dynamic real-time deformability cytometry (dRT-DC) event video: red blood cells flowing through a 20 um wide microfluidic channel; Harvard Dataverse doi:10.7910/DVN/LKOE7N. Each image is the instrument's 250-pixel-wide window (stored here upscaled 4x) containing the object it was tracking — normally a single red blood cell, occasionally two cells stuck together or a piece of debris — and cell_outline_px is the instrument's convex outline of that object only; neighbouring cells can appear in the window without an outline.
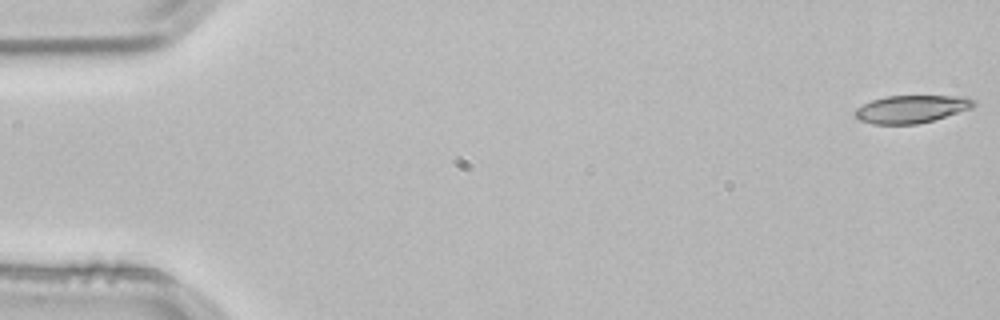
{"species": "common noctule bat (a hibernating species)", "species_latin": "Nyctalus noctula", "temperature_condition": "room temperature", "stored_images_in_passage": 47, "camera_frame_rate_fps": 3000, "um_per_image_px": 0.085, "animal": {"sex": "male", "body_mass_g": 21.5, "forearm_length_mm": 52.0}, "frame": {"image": 1, "passage_image": 1, "time_ms": 0.0, "image_size_px": [1000, 320], "cell_outline_px": [[976, 104], [972, 108], [932, 120], [916, 124], [872, 124], [856, 120], [852, 116], [852, 112], [856, 108], [872, 100], [884, 96], [964, 96], [976, 100]], "centroid_in_image_um": [77.41, 9.27], "position_along_channel_um": 7.6, "area_um2": 19.36}}
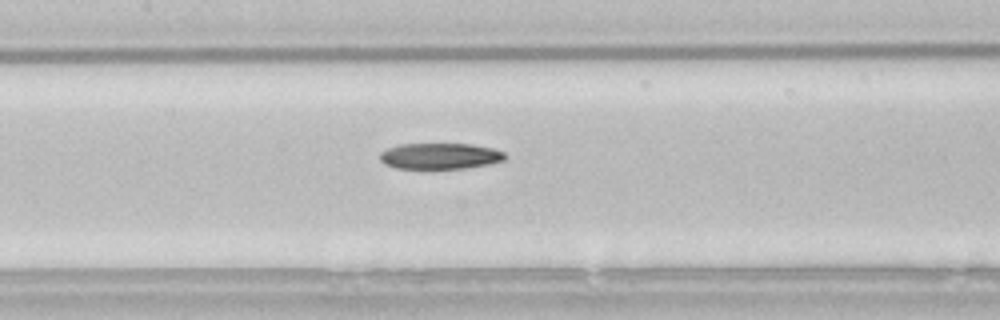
{"frame": {"image": 2, "passage_image": 25, "time_ms": 8.0, "image_size_px": [1000, 320], "cell_outline_px": [[508, 156], [504, 160], [488, 164], [464, 168], [396, 168], [384, 164], [380, 160], [380, 152], [388, 148], [400, 144], [472, 144], [492, 148], [504, 152]], "centroid_in_image_um": [37.4, 13.26], "position_along_channel_um": 170.0, "area_um2": 18.9}}
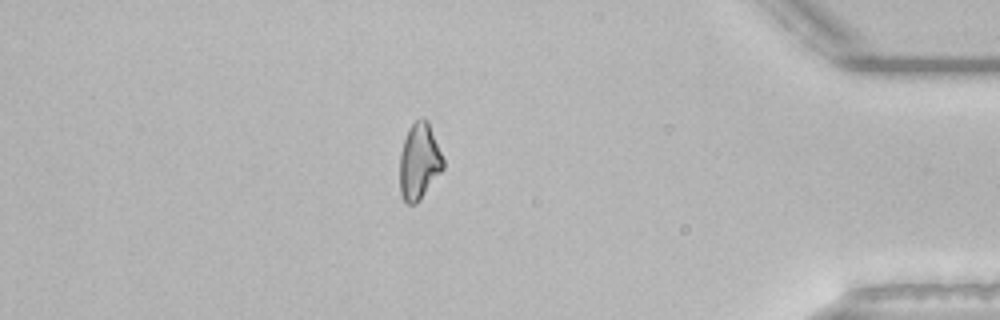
{"frame": {"image": 3, "passage_image": 46, "time_ms": 15.0, "image_size_px": [1000, 320], "cell_outline_px": [[444, 168], [420, 200], [416, 204], [408, 204], [404, 200], [400, 192], [400, 152], [408, 128], [420, 116], [424, 116], [428, 120], [444, 160]], "centroid_in_image_um": [35.63, 13.7], "position_along_channel_um": 399.6, "area_um2": 19.42}}